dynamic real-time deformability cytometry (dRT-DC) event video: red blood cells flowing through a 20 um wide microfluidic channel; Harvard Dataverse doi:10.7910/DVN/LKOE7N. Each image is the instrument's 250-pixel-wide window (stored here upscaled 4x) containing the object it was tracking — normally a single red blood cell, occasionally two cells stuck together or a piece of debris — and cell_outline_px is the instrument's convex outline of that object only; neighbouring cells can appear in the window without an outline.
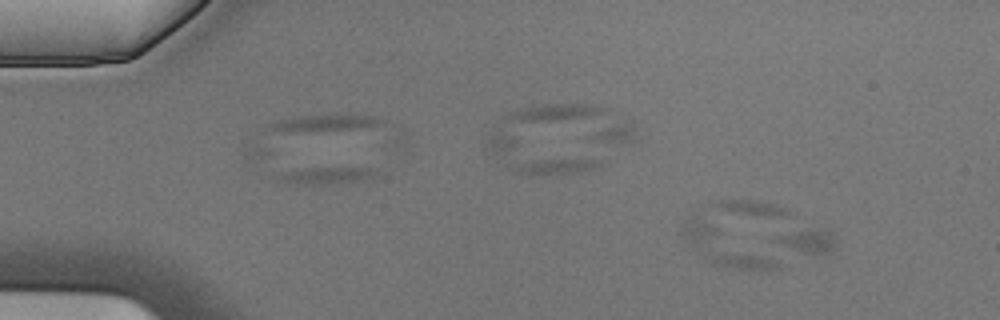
{"species": "Egyptian fruit bat (a non-hibernating species)", "species_latin": "Rousettus aegyptiacus", "temperature_condition": "cold", "stored_images_in_passage": 7, "camera_frame_rate_fps": 3000, "um_per_image_px": 0.085, "animal": {"sex": "male"}, "frame": {"image": 1, "passage_image": 2, "time_ms": 0.333, "image_size_px": [1000, 320], "cell_outline_px": [[788, 268], [772, 272], [760, 272], [732, 268], [712, 264], [704, 260], [676, 232], [692, 216], [704, 220]], "centroid_in_image_um": [61.59, 21.09], "position_along_channel_um": 23.4, "area_um2": 19.88}}